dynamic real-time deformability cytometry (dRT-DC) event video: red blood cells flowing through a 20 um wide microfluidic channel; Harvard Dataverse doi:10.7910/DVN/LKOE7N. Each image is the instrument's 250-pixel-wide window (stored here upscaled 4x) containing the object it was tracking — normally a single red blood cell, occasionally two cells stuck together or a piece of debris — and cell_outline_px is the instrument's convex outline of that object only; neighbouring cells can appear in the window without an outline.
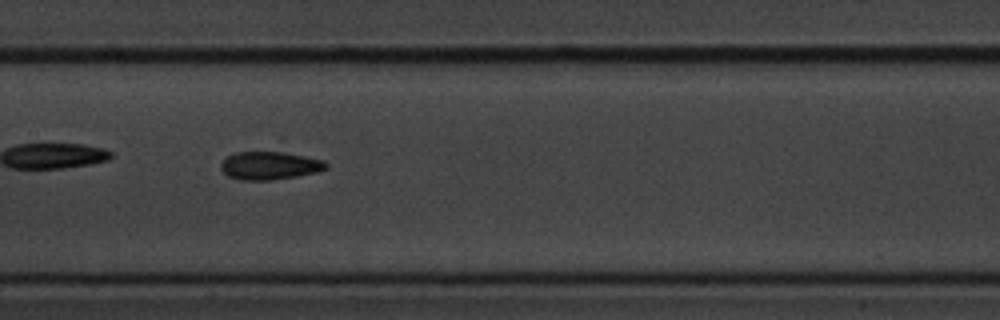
{"species": "common noctule bat (a hibernating species)", "species_latin": "Nyctalus noctula", "temperature_condition": "cold", "stored_images_in_passage": 13, "camera_frame_rate_fps": 3000, "um_per_image_px": 0.085, "animal": {"sex": "male", "body_mass_g": 20.1, "forearm_length_mm": 53.5}, "frame": {"image": 1, "passage_image": 8, "time_ms": 2.333, "image_size_px": [1000, 320], "cell_outline_px": [[328, 168], [316, 172], [296, 176], [272, 180], [240, 180], [228, 176], [220, 168], [220, 164], [228, 156], [236, 152], [272, 148], [324, 160], [328, 164]], "centroid_in_image_um": [22.93, 14.01], "position_along_channel_um": 184.5, "area_um2": 18.03}}
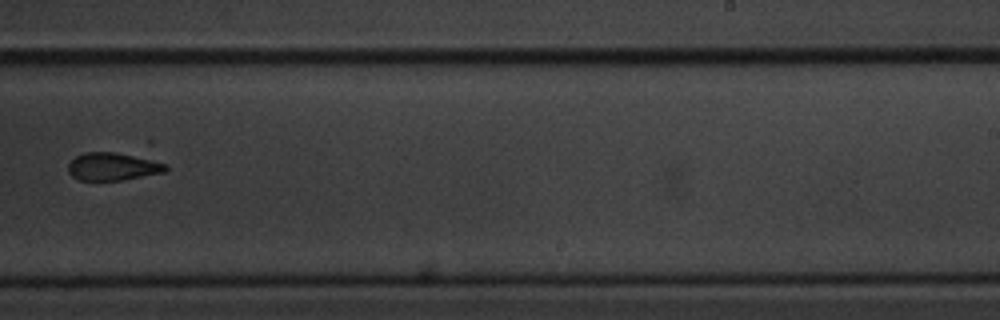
{"frame": {"image": 2, "passage_image": 10, "time_ms": 3.0, "image_size_px": [1000, 320], "cell_outline_px": [[168, 168], [164, 172], [124, 180], [80, 180], [72, 176], [68, 172], [68, 164], [76, 156], [84, 152], [116, 152], [144, 156], [168, 164]], "centroid_in_image_um": [9.64, 14.14], "position_along_channel_um": 279.4, "area_um2": 16.13}}
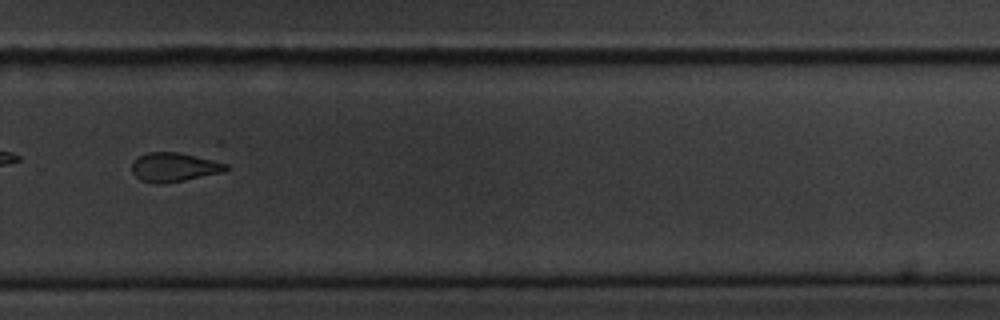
{"frame": {"image": 3, "passage_image": 11, "time_ms": 3.333, "image_size_px": [1000, 320], "cell_outline_px": [[228, 168], [224, 172], [184, 180], [156, 184], [140, 180], [132, 172], [132, 164], [140, 156], [148, 152], [180, 152], [220, 160], [228, 164]], "centroid_in_image_um": [14.86, 14.19], "position_along_channel_um": 314.9, "area_um2": 16.07}}